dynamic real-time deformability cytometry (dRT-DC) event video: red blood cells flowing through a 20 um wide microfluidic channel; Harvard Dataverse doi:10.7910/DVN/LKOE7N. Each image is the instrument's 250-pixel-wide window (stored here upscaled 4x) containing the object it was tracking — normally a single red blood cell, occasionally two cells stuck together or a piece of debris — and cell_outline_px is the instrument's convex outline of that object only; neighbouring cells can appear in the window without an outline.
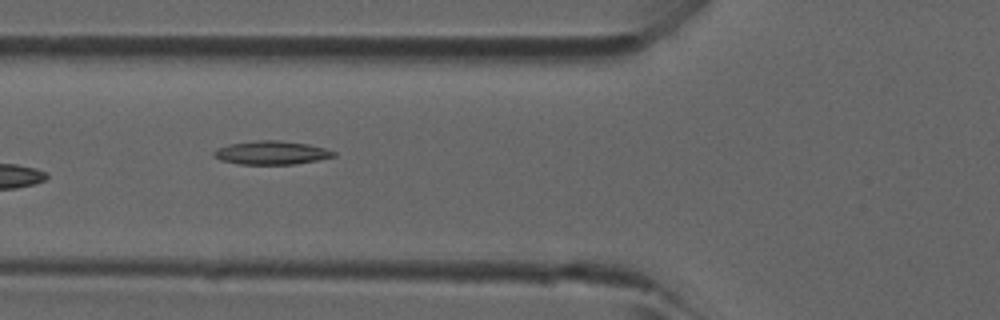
{"species": "common noctule bat (a hibernating species)", "species_latin": "Nyctalus noctula", "temperature_condition": "room temperature", "stored_images_in_passage": 5, "camera_frame_rate_fps": 3000, "um_per_image_px": 0.085, "animal": {"sex": "male", "forearm_length_mm": 52.5}, "frame": {"image": 1, "passage_image": 5, "time_ms": 1.333, "image_size_px": [1000, 320], "cell_outline_px": [[336, 156], [316, 160], [292, 164], [240, 164], [220, 160], [212, 156], [212, 152], [216, 148], [228, 144], [260, 140], [280, 140], [308, 144], [324, 148], [336, 152]], "centroid_in_image_um": [23.02, 12.97], "position_along_channel_um": 102.8, "area_um2": 16.42}}